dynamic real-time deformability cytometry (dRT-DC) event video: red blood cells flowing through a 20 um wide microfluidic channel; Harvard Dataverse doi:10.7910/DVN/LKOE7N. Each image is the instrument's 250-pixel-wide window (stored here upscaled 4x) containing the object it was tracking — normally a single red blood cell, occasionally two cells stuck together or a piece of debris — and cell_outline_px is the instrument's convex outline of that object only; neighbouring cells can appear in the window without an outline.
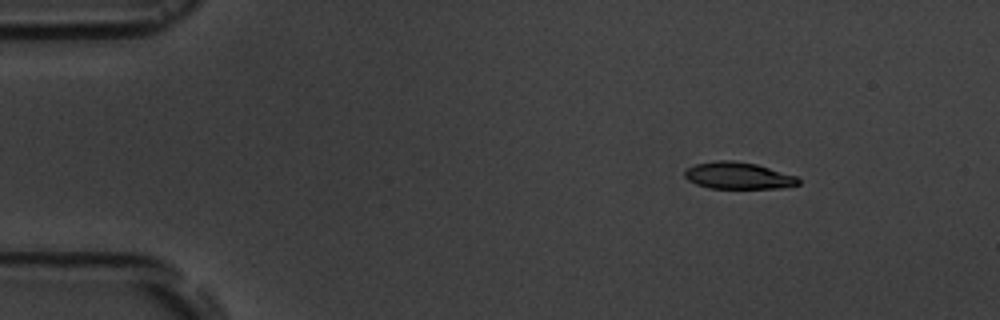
{"species": "common noctule bat (a hibernating species)", "species_latin": "Nyctalus noctula", "temperature_condition": "room temperature", "stored_images_in_passage": 6, "camera_frame_rate_fps": 3000, "um_per_image_px": 0.085, "animal": {"sex": "male", "body_mass_g": 19.5, "forearm_length_mm": 54.6}, "frame": {"image": 1, "passage_image": 2, "time_ms": 2.0, "image_size_px": [1000, 320], "cell_outline_px": [[800, 184], [780, 188], [708, 188], [696, 184], [688, 180], [684, 176], [684, 172], [688, 168], [696, 164], [716, 160], [732, 160], [756, 164], [796, 176], [800, 180]], "centroid_in_image_um": [62.73, 14.93], "position_along_channel_um": 22.3, "area_um2": 17.69}}
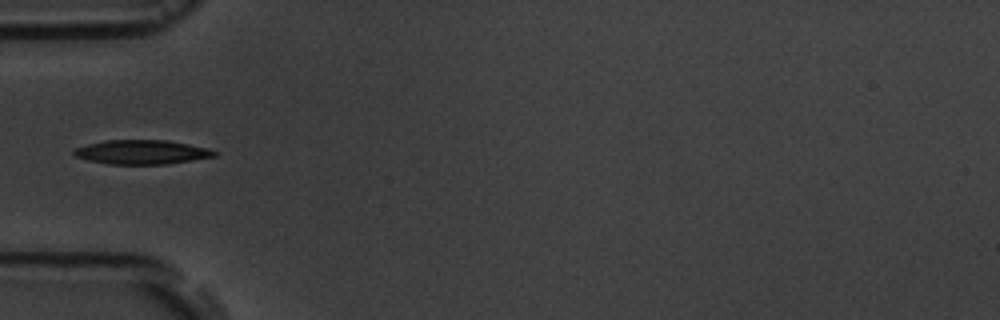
{"frame": {"image": 2, "passage_image": 5, "time_ms": 5.667, "image_size_px": [1000, 320], "cell_outline_px": [[216, 156], [168, 164], [108, 164], [88, 160], [76, 156], [72, 152], [76, 148], [88, 144], [104, 140], [168, 140], [208, 148], [216, 152]], "centroid_in_image_um": [12.05, 12.93], "position_along_channel_um": 72.9, "area_um2": 19.71}}
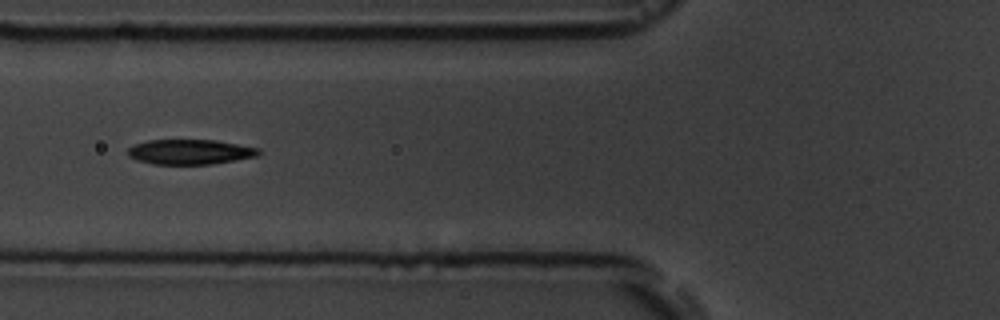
{"frame": {"image": 3, "passage_image": 6, "time_ms": 6.667, "image_size_px": [1000, 320], "cell_outline_px": [[260, 152], [256, 156], [212, 164], [152, 164], [136, 160], [128, 156], [128, 148], [136, 144], [148, 140], [216, 140], [260, 148]], "centroid_in_image_um": [16.14, 12.91], "position_along_channel_um": 109.7, "area_um2": 18.96}}